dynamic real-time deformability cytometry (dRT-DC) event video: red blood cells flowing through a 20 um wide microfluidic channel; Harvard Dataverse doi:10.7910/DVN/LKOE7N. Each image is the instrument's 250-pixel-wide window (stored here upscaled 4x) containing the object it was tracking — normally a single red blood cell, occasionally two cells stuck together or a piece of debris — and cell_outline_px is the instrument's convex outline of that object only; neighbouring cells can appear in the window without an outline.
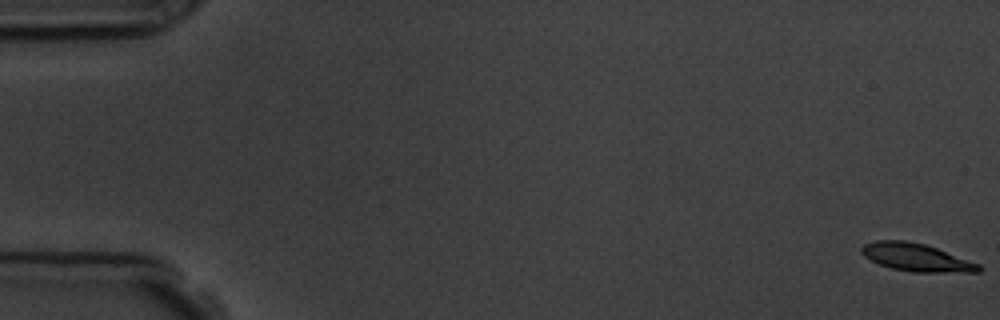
{"species": "common noctule bat (a hibernating species)", "species_latin": "Nyctalus noctula", "temperature_condition": "room temperature", "stored_images_in_passage": 58, "camera_frame_rate_fps": 3000, "um_per_image_px": 0.085, "animal": {"sex": "male", "body_mass_g": 19.5, "forearm_length_mm": 54.6}, "frame": {"image": 1, "passage_image": 1, "time_ms": 0.0, "image_size_px": [1000, 320], "cell_outline_px": [[984, 268], [980, 272], [912, 272], [892, 268], [880, 264], [864, 256], [860, 252], [860, 248], [864, 244], [876, 240], [904, 240], [924, 244], [936, 248], [980, 264]], "centroid_in_image_um": [77.89, 21.88], "position_along_channel_um": 7.1, "area_um2": 18.9}}
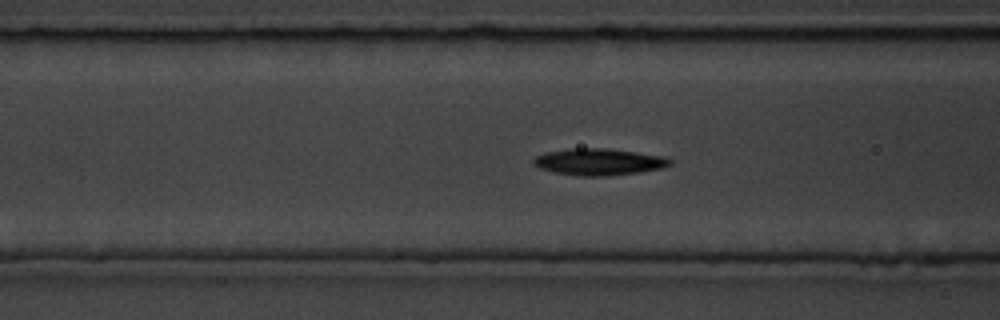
{"frame": {"image": 2, "passage_image": 23, "time_ms": 7.333, "image_size_px": [1000, 320], "cell_outline_px": [[672, 164], [660, 168], [640, 172], [608, 176], [580, 176], [556, 172], [540, 168], [532, 164], [532, 160], [536, 156], [544, 152], [568, 148], [604, 148], [636, 152], [664, 156], [672, 160]], "centroid_in_image_um": [50.88, 13.75], "position_along_channel_um": 115.7, "area_um2": 21.27}}
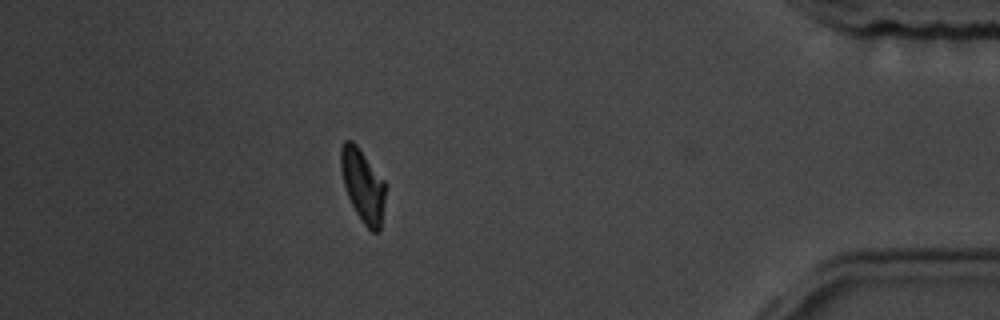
{"frame": {"image": 3, "passage_image": 51, "time_ms": 16.667, "image_size_px": [1000, 320], "cell_outline_px": [[384, 200], [380, 232], [372, 232], [364, 224], [356, 212], [348, 196], [344, 184], [340, 168], [340, 148], [344, 140], [352, 140], [356, 144], [384, 180]], "centroid_in_image_um": [30.82, 15.74], "position_along_channel_um": 404.4, "area_um2": 18.67}, "authors_computed_cell_mechanics": {"area_um2": 19.6809, "velocity_mm_per_s": 3.5866, "shape_relaxation_time_tau1_ms": 3.1597, "shape_relaxation_time_tau2_ms": 4.7314, "deformation_change_tau1": 0.1506, "deformation_change_tau2": 0.0869}}